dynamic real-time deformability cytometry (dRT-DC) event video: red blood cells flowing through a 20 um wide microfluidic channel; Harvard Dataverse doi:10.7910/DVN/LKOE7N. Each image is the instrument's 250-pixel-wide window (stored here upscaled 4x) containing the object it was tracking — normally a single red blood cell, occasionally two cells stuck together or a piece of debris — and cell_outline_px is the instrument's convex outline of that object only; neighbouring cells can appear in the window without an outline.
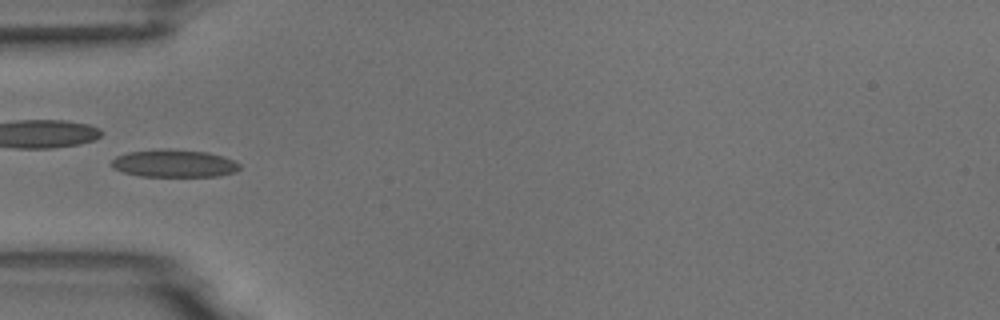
{"species": "common noctule bat (a hibernating species)", "species_latin": "Nyctalus noctula", "temperature_condition": "room temperature", "stored_images_in_passage": 7, "camera_frame_rate_fps": 3000, "um_per_image_px": 0.085, "animal": {"sex": "male", "body_mass_g": 18.8}, "frame": {"image": 1, "passage_image": 4, "time_ms": 3.667, "image_size_px": [1000, 320], "cell_outline_px": [[240, 168], [236, 172], [220, 176], [140, 176], [124, 172], [112, 168], [108, 164], [116, 156], [128, 152], [160, 148], [164, 148], [208, 152], [224, 156], [240, 164]], "centroid_in_image_um": [14.78, 13.88], "position_along_channel_um": 70.2, "area_um2": 20.87}}